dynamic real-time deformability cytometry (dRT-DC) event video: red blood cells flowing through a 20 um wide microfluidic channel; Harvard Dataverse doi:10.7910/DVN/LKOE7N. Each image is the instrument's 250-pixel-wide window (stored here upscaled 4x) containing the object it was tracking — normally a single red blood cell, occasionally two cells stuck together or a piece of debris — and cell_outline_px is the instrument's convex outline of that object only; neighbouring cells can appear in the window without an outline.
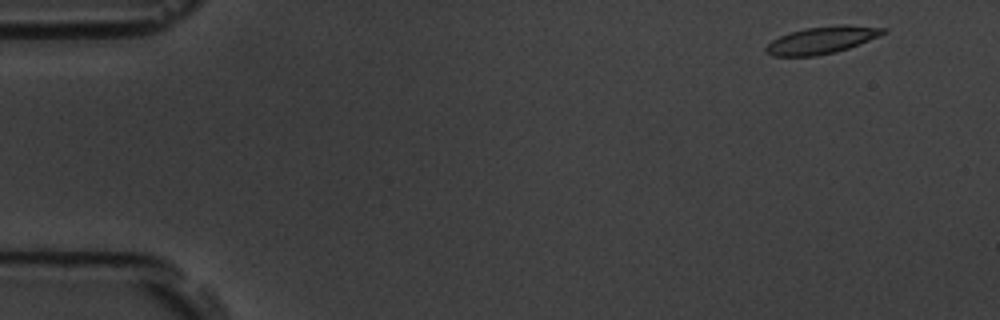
{"species": "common noctule bat (a hibernating species)", "species_latin": "Nyctalus noctula", "temperature_condition": "room temperature", "stored_images_in_passage": 4, "camera_frame_rate_fps": 3000, "um_per_image_px": 0.085, "animal": {"sex": "male", "body_mass_g": 19.5, "forearm_length_mm": 54.6}, "frame": {"image": 1, "passage_image": 1, "time_ms": 0.0, "image_size_px": [1000, 320], "cell_outline_px": [[888, 32], [880, 36], [848, 48], [836, 52], [816, 56], [772, 56], [764, 48], [772, 40], [780, 36], [804, 28], [840, 24], [844, 24], [888, 28]], "centroid_in_image_um": [69.9, 3.4], "position_along_channel_um": 15.1, "area_um2": 18.61}}
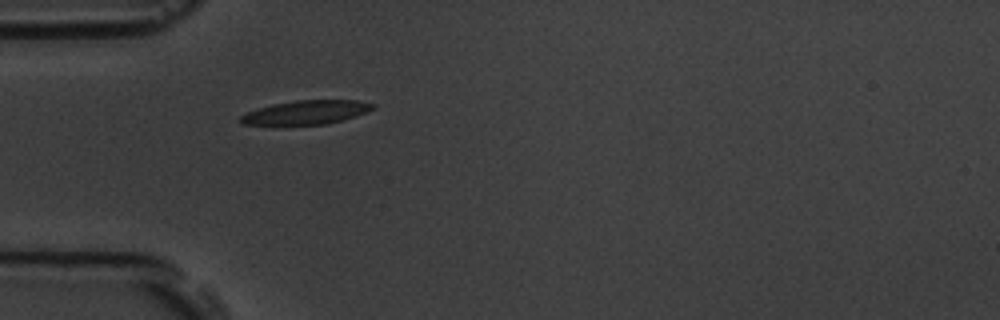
{"frame": {"image": 2, "passage_image": 4, "time_ms": 4.333, "image_size_px": [1000, 320], "cell_outline_px": [[376, 108], [368, 112], [344, 120], [328, 124], [240, 124], [240, 116], [248, 112], [272, 104], [296, 100], [356, 100], [376, 104]], "centroid_in_image_um": [26.11, 9.54], "position_along_channel_um": 58.9, "area_um2": 18.32}}